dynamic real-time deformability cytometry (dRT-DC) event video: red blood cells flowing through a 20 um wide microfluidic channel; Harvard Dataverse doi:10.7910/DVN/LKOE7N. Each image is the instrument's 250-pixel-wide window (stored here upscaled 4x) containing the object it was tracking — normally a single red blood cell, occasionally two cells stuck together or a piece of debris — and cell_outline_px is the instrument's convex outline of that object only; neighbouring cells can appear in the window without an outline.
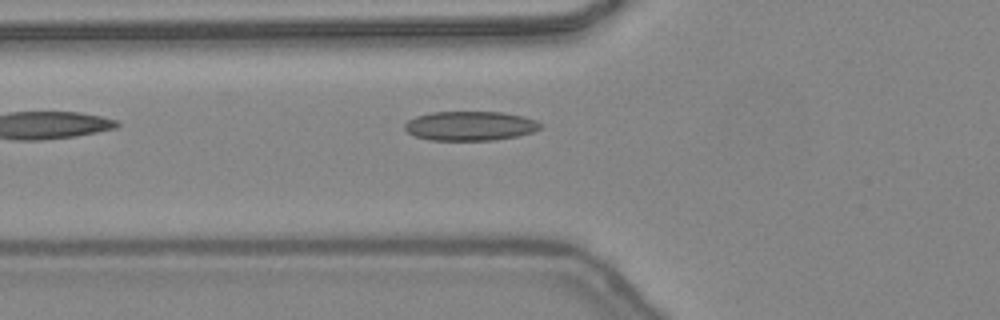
{"species": "common noctule bat (a hibernating species)", "species_latin": "Nyctalus noctula", "temperature_condition": "warm", "stored_images_in_passage": 31, "camera_frame_rate_fps": 3000, "um_per_image_px": 0.085, "animal": {"sex": "female", "body_mass_g": 24.6, "forearm_length_mm": 56.2}, "frame": {"image": 1, "passage_image": 2, "time_ms": 0.333, "image_size_px": [1000, 320], "cell_outline_px": [[544, 124], [540, 128], [532, 132], [516, 136], [496, 140], [428, 140], [416, 136], [408, 132], [404, 128], [404, 124], [408, 120], [416, 116], [432, 112], [500, 112], [524, 116], [536, 120]], "centroid_in_image_um": [39.97, 10.7], "position_along_channel_um": 85.8, "area_um2": 23.24}}
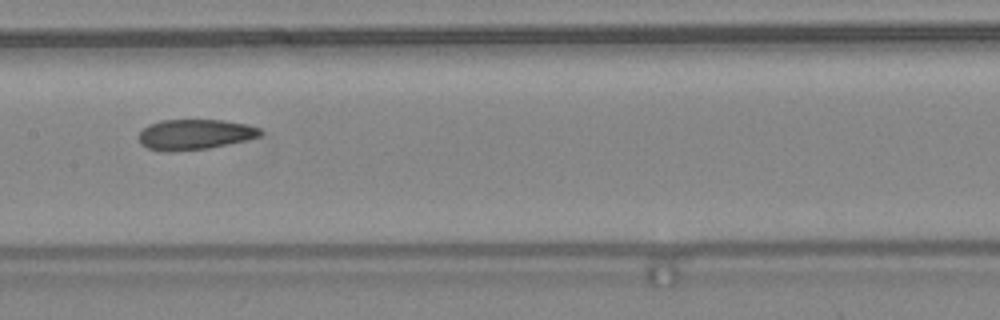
{"frame": {"image": 2, "passage_image": 9, "time_ms": 2.667, "image_size_px": [1000, 320], "cell_outline_px": [[264, 132], [260, 136], [244, 140], [208, 148], [168, 152], [148, 148], [140, 144], [140, 132], [148, 124], [160, 120], [224, 120], [244, 124], [260, 128]], "centroid_in_image_um": [16.54, 11.42], "position_along_channel_um": 190.9, "area_um2": 21.33}}
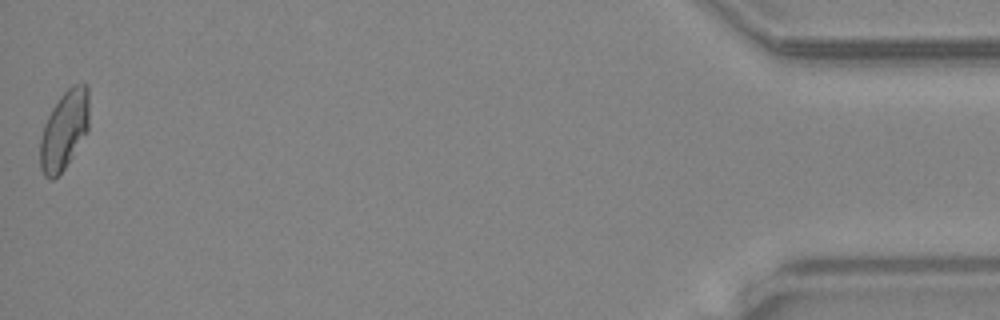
{"frame": {"image": 3, "passage_image": 31, "time_ms": 10.0, "image_size_px": [1000, 320], "cell_outline_px": [[88, 132], [64, 168], [52, 180], [48, 180], [44, 176], [40, 168], [40, 140], [44, 124], [52, 108], [60, 96], [72, 84], [88, 84]], "centroid_in_image_um": [5.45, 11.06], "position_along_channel_um": 429.7, "area_um2": 22.48}, "authors_computed_cell_mechanics": {"area_um2": 22.0218, "velocity_mm_per_s": 4.4657, "shape_relaxation_time_tau1_ms": 9.5925, "shape_relaxation_time_tau2_ms": 2.4192, "deformation_change_tau1": 0.2049, "deformation_change_tau2": 0.0887}}